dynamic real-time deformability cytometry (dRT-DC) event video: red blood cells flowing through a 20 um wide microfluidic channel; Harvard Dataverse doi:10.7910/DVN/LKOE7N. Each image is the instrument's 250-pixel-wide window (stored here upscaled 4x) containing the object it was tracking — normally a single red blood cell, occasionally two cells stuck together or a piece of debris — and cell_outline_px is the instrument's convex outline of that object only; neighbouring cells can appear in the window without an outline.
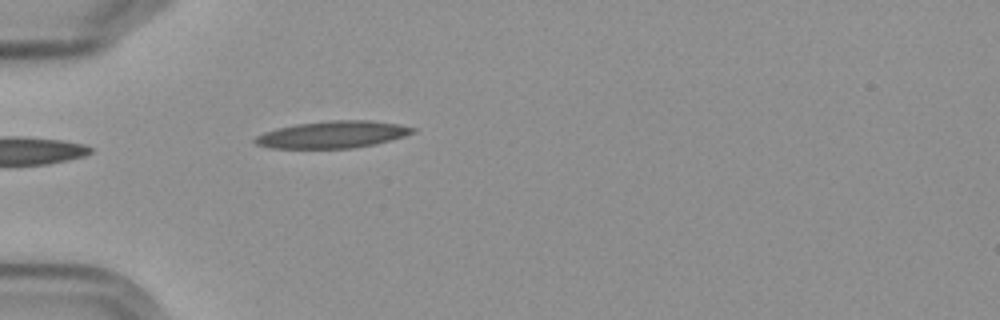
{"species": "Egyptian fruit bat (a non-hibernating species)", "species_latin": "Rousettus aegyptiacus", "temperature_condition": "cold", "stored_images_in_passage": 2, "camera_frame_rate_fps": 3000, "um_per_image_px": 0.085, "frame": {"image": 1, "passage_image": 2, "time_ms": 1.333, "image_size_px": [1000, 320], "cell_outline_px": [[416, 132], [404, 136], [376, 144], [352, 148], [268, 148], [256, 144], [252, 140], [256, 136], [264, 132], [276, 128], [296, 124], [332, 120], [368, 120], [400, 124], [416, 128]], "centroid_in_image_um": [28.27, 11.43], "position_along_channel_um": 56.7, "area_um2": 24.91}}